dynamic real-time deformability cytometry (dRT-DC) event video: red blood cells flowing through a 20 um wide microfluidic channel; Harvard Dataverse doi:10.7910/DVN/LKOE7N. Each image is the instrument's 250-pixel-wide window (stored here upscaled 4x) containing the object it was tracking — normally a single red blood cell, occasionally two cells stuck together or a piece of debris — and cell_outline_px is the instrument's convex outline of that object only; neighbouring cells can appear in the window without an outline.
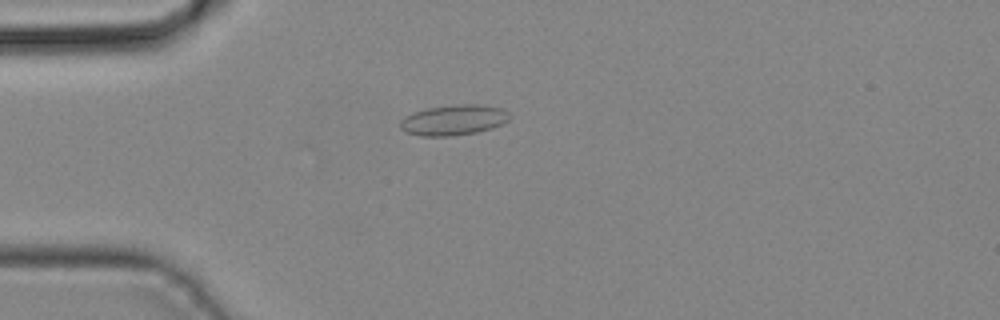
{"species": "common noctule bat (a hibernating species)", "species_latin": "Nyctalus noctula", "temperature_condition": "cold", "stored_images_in_passage": 42, "camera_frame_rate_fps": 3000, "um_per_image_px": 0.085, "animal": {"sex": "male", "body_mass_g": 19.2, "forearm_length_mm": 51.8}, "frame": {"image": 1, "passage_image": 11, "time_ms": 3.333, "image_size_px": [1000, 320], "cell_outline_px": [[512, 116], [508, 120], [492, 128], [476, 132], [452, 136], [420, 136], [404, 132], [400, 128], [400, 120], [404, 116], [412, 112], [424, 108], [456, 104], [480, 104], [504, 108]], "centroid_in_image_um": [38.53, 10.19], "position_along_channel_um": 46.5, "area_um2": 19.77}}
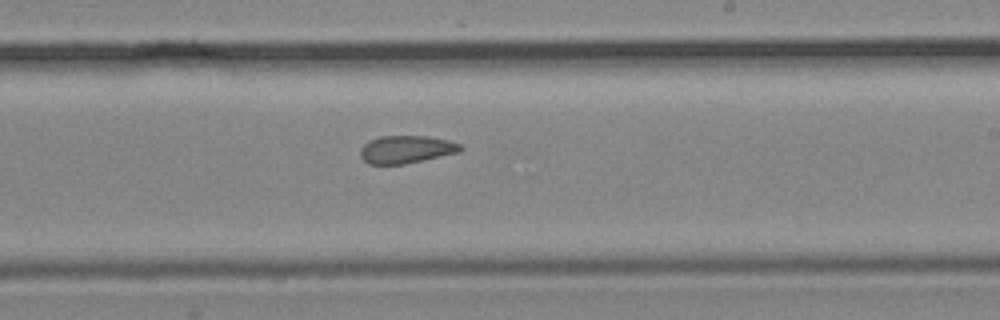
{"frame": {"image": 2, "passage_image": 25, "time_ms": 8.0, "image_size_px": [1000, 320], "cell_outline_px": [[464, 148], [460, 152], [424, 160], [404, 164], [368, 164], [360, 156], [360, 148], [364, 144], [380, 136], [428, 136], [448, 140], [460, 144]], "centroid_in_image_um": [34.55, 12.7], "position_along_channel_um": 254.5, "area_um2": 16.18}}
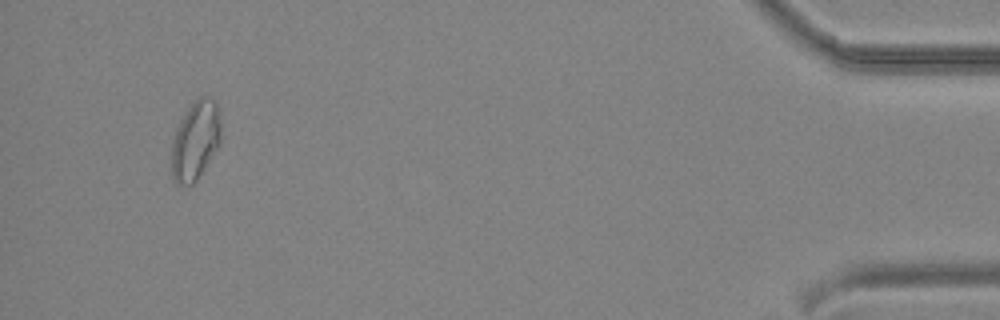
{"frame": {"image": 3, "passage_image": 40, "time_ms": 13.0, "image_size_px": [1000, 320], "cell_outline_px": [[220, 144], [196, 180], [192, 184], [176, 184], [172, 180], [172, 140], [176, 128], [184, 112], [200, 96], [208, 96], [216, 100], [220, 120]], "centroid_in_image_um": [16.6, 11.92], "position_along_channel_um": 418.6, "area_um2": 22.66}}